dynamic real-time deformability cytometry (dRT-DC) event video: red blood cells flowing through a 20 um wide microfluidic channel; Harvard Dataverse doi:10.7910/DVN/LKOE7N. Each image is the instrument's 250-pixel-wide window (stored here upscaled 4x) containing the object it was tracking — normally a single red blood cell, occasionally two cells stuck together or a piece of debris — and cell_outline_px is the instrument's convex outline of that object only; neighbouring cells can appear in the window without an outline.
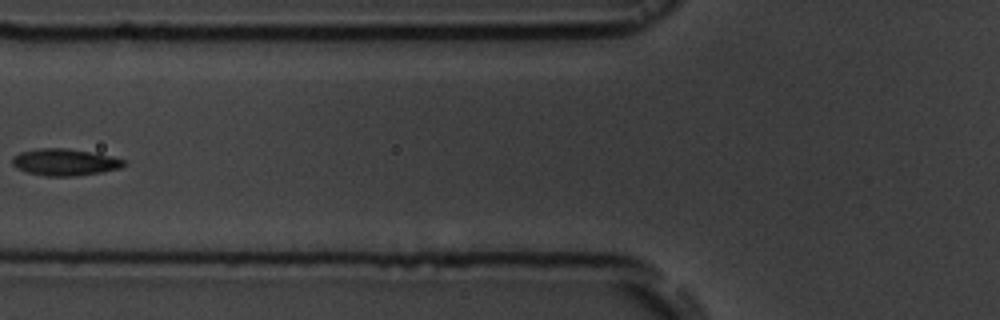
{"species": "common noctule bat (a hibernating species)", "species_latin": "Nyctalus noctula", "temperature_condition": "room temperature", "stored_images_in_passage": 8, "camera_frame_rate_fps": 3000, "um_per_image_px": 0.085, "animal": {"sex": "male", "body_mass_g": 19.5, "forearm_length_mm": 54.6}, "frame": {"image": 1, "passage_image": 7, "time_ms": 6.667, "image_size_px": [1000, 320], "cell_outline_px": [[124, 164], [120, 168], [100, 172], [76, 176], [44, 176], [28, 172], [16, 168], [12, 164], [12, 156], [20, 152], [40, 148], [64, 148], [112, 156], [124, 160]], "centroid_in_image_um": [5.46, 13.79], "position_along_channel_um": 120.3, "area_um2": 17.22}}
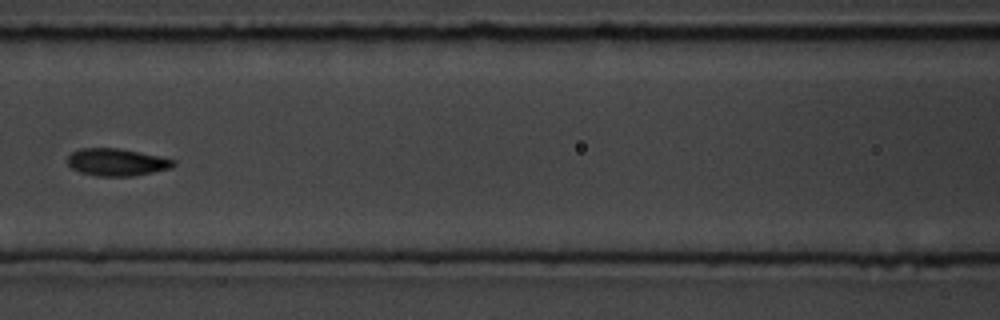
{"frame": {"image": 2, "passage_image": 8, "time_ms": 7.667, "image_size_px": [1000, 320], "cell_outline_px": [[176, 164], [172, 168], [132, 176], [96, 176], [80, 172], [72, 168], [68, 164], [68, 156], [72, 152], [80, 148], [120, 148], [176, 160]], "centroid_in_image_um": [9.92, 13.78], "position_along_channel_um": 156.7, "area_um2": 16.82}}